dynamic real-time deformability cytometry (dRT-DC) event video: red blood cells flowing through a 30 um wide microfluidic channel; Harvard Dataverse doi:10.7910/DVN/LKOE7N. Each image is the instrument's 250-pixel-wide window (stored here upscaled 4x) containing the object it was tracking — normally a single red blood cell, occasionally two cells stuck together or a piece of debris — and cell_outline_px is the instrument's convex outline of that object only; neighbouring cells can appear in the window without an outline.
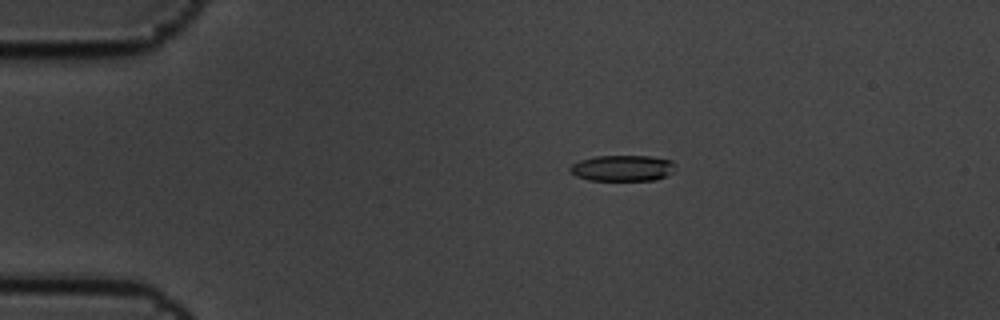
{"species": "common noctule bat (a hibernating species)", "species_latin": "Nyctalus noctula", "temperature_condition": "cold", "stored_images_in_passage": 9, "camera_frame_rate_fps": 3000, "um_per_image_px": 0.085, "animal": {"sex": "male", "body_mass_g": 19.5, "forearm_length_mm": 54.6}, "frame": {"image": 1, "passage_image": 3, "time_ms": 0.667, "image_size_px": [1000, 320], "cell_outline_px": [[676, 172], [656, 180], [588, 180], [576, 176], [568, 168], [572, 164], [580, 160], [596, 156], [652, 156], [672, 160], [676, 164]], "centroid_in_image_um": [52.98, 14.29], "position_along_channel_um": 32.0, "area_um2": 16.18}}
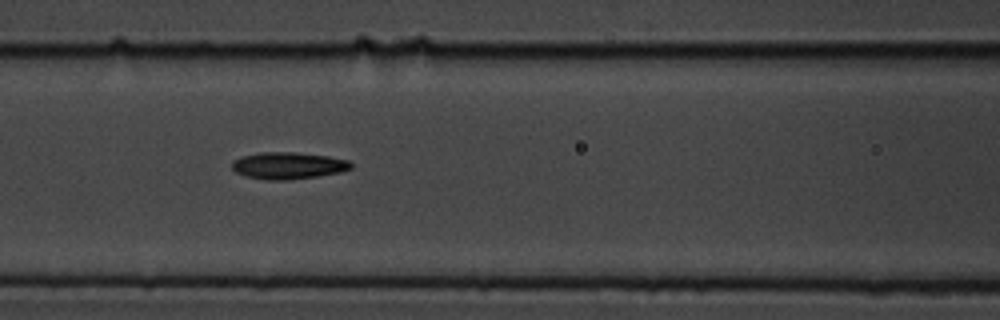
{"frame": {"image": 2, "passage_image": 7, "time_ms": 2.0, "image_size_px": [1000, 320], "cell_outline_px": [[352, 168], [340, 172], [316, 176], [288, 180], [264, 180], [244, 176], [236, 172], [232, 168], [232, 160], [240, 156], [260, 152], [296, 152], [328, 156], [348, 160], [352, 164]], "centroid_in_image_um": [24.45, 14.07], "position_along_channel_um": 142.1, "area_um2": 18.79}}
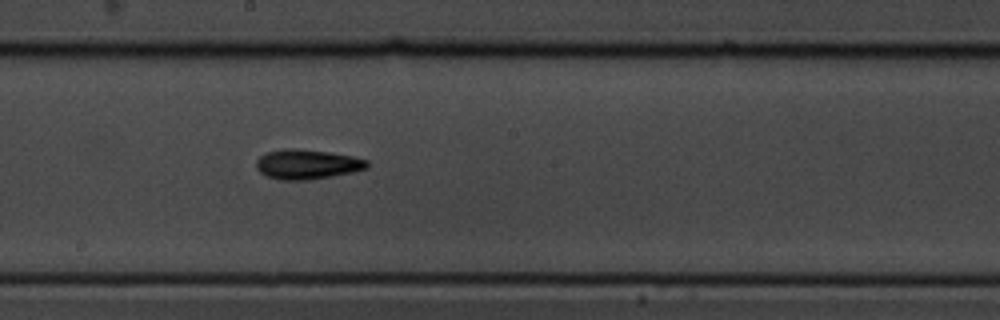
{"frame": {"image": 3, "passage_image": 9, "time_ms": 2.667, "image_size_px": [1000, 320], "cell_outline_px": [[368, 168], [352, 172], [332, 176], [308, 180], [280, 180], [268, 176], [260, 172], [256, 168], [256, 160], [264, 152], [284, 148], [296, 148], [328, 152], [352, 156], [368, 160]], "centroid_in_image_um": [26.08, 13.95], "position_along_channel_um": 222.1, "area_um2": 19.31}}